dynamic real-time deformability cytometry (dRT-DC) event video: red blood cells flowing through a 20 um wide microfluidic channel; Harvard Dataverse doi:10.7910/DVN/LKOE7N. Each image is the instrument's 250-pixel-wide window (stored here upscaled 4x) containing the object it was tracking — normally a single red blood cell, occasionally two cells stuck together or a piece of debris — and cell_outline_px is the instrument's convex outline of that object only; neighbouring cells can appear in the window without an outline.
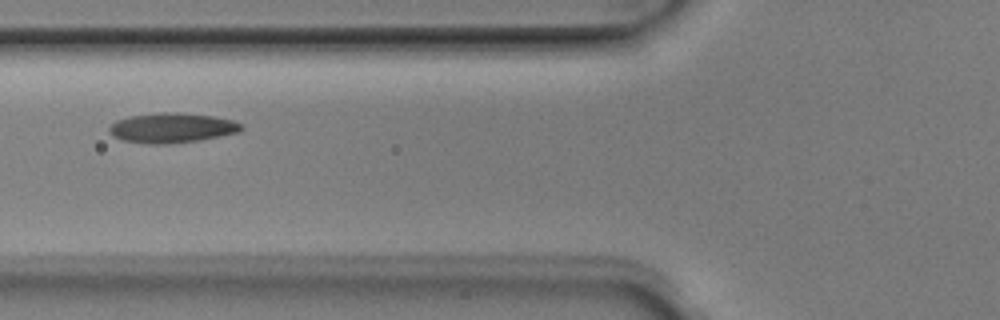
{"species": "Egyptian fruit bat (a non-hibernating species)", "species_latin": "Rousettus aegyptiacus", "temperature_condition": "room temperature", "stored_images_in_passage": 6, "camera_frame_rate_fps": 3000, "um_per_image_px": 0.085, "animal": {"sex": "male"}, "frame": {"image": 1, "passage_image": 5, "time_ms": 1.333, "image_size_px": [1000, 320], "cell_outline_px": [[244, 128], [240, 132], [200, 140], [164, 144], [148, 144], [124, 140], [112, 136], [108, 132], [108, 128], [116, 120], [132, 116], [156, 112], [176, 112], [212, 116], [232, 120], [244, 124]], "centroid_in_image_um": [14.62, 10.86], "position_along_channel_um": 111.2, "area_um2": 23.06}}
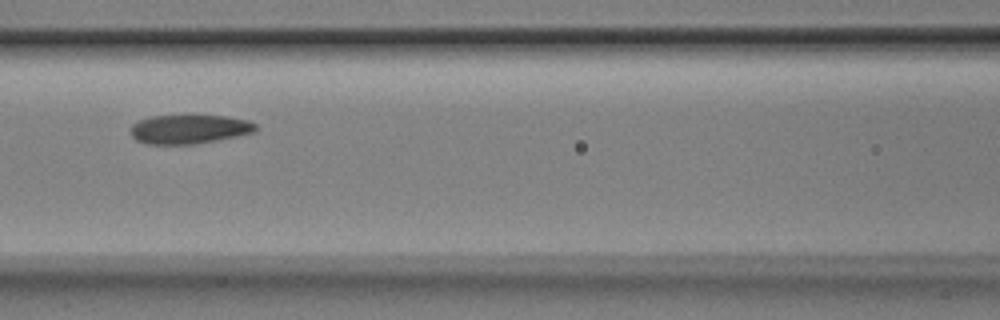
{"frame": {"image": 2, "passage_image": 6, "time_ms": 1.667, "image_size_px": [1000, 320], "cell_outline_px": [[256, 132], [196, 144], [144, 144], [136, 140], [132, 136], [132, 124], [140, 120], [152, 116], [192, 112], [228, 116], [248, 120], [256, 124]], "centroid_in_image_um": [16.1, 10.92], "position_along_channel_um": 150.5, "area_um2": 22.14}}